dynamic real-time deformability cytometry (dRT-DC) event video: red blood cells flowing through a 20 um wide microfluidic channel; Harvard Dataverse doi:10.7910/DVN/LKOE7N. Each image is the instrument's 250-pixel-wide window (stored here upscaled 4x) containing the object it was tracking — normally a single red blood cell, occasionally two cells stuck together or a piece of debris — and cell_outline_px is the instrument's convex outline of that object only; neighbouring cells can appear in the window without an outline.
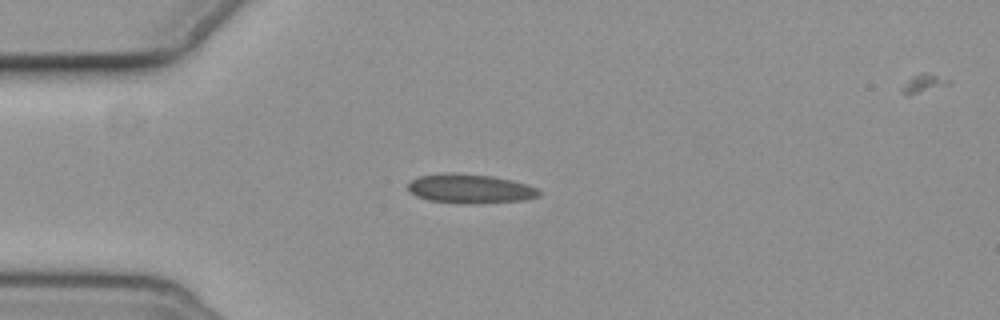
{"species": "common noctule bat (a hibernating species)", "species_latin": "Nyctalus noctula", "temperature_condition": "cold", "stored_images_in_passage": 9, "camera_frame_rate_fps": 3000, "um_per_image_px": 0.085, "animal": {"sex": "female", "body_mass_g": 19.3, "forearm_length_mm": 54.1}, "frame": {"image": 1, "passage_image": 3, "time_ms": 3.333, "image_size_px": [1000, 320], "cell_outline_px": [[540, 196], [524, 200], [472, 204], [468, 204], [428, 200], [416, 196], [408, 188], [408, 184], [412, 180], [420, 176], [444, 172], [452, 172], [492, 176], [512, 180], [536, 188], [540, 192]], "centroid_in_image_um": [39.95, 16.04], "position_along_channel_um": 45.1, "area_um2": 22.25}}
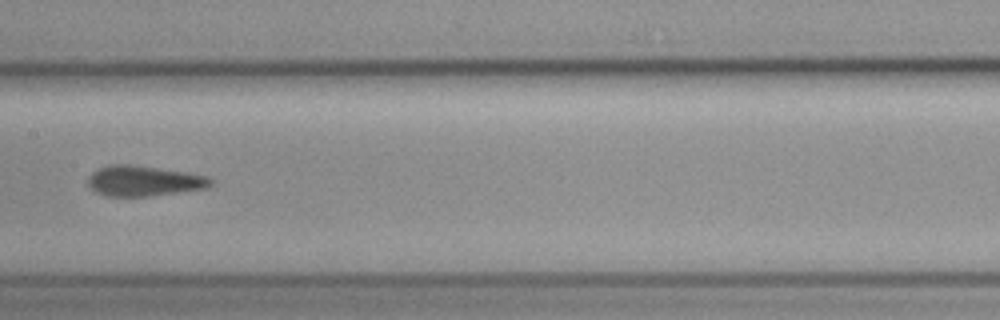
{"frame": {"image": 2, "passage_image": 7, "time_ms": 8.0, "image_size_px": [1000, 320], "cell_outline_px": [[212, 184], [208, 188], [148, 196], [104, 196], [96, 192], [88, 184], [88, 176], [92, 172], [108, 164], [128, 164], [188, 172], [208, 176], [212, 180]], "centroid_in_image_um": [12.22, 15.37], "position_along_channel_um": 195.2, "area_um2": 21.73}}
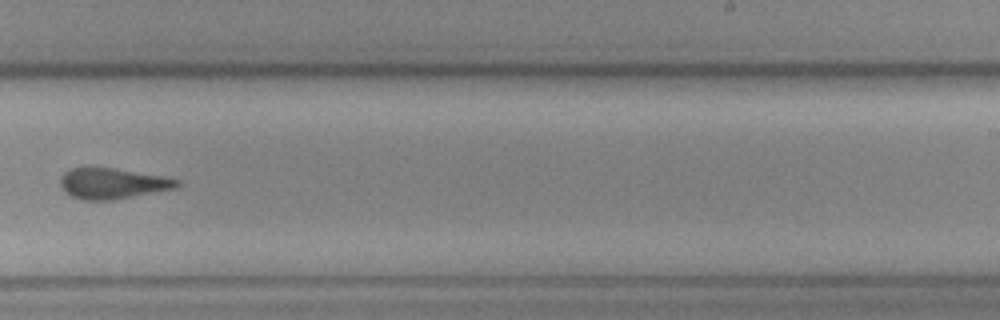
{"frame": {"image": 3, "passage_image": 9, "time_ms": 10.333, "image_size_px": [1000, 320], "cell_outline_px": [[180, 184], [176, 188], [112, 200], [80, 200], [64, 192], [60, 184], [60, 176], [64, 172], [72, 168], [112, 168], [164, 176], [180, 180]], "centroid_in_image_um": [9.54, 15.6], "position_along_channel_um": 279.5, "area_um2": 20.81}}